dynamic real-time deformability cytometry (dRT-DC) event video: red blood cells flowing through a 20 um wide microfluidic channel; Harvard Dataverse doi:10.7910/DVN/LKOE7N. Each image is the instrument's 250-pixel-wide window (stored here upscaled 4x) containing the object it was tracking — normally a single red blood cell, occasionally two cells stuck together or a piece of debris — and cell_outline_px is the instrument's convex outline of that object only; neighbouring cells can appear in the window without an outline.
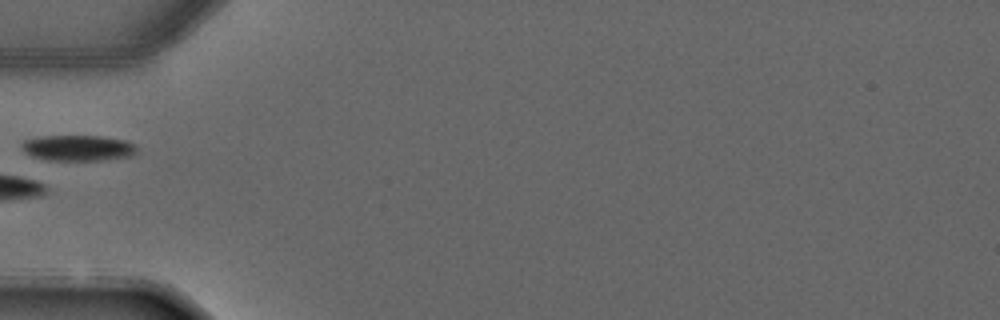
{"species": "common noctule bat (a hibernating species)", "species_latin": "Nyctalus noctula", "temperature_condition": "warm", "stored_images_in_passage": 3, "camera_frame_rate_fps": 3000, "um_per_image_px": 0.085, "animal": {"sex": "male", "forearm_length_mm": 52.5}, "frame": {"image": 1, "passage_image": 3, "time_ms": 2.333, "image_size_px": [1000, 320], "cell_outline_px": [[136, 152], [132, 156], [100, 160], [48, 160], [32, 156], [20, 144], [24, 140], [40, 136], [100, 136], [128, 140], [136, 148]], "centroid_in_image_um": [6.65, 12.57], "position_along_channel_um": 78.3, "area_um2": 17.11}}